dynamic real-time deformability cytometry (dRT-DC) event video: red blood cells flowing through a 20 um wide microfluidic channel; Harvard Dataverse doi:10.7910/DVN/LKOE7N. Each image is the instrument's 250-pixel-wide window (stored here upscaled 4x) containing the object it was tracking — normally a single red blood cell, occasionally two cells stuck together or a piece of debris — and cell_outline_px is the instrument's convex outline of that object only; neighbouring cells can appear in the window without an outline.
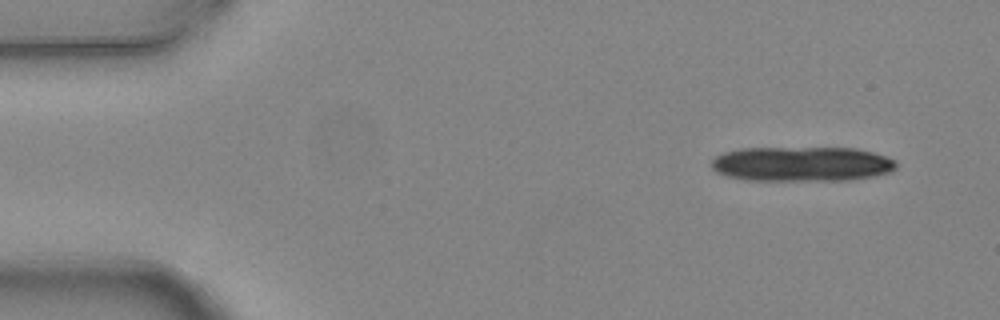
{"species": "common noctule bat (a hibernating species)", "species_latin": "Nyctalus noctula", "temperature_condition": "warm", "stored_images_in_passage": 5, "camera_frame_rate_fps": 3000, "um_per_image_px": 0.085, "animal": {"sex": "female", "body_mass_g": 24.6, "forearm_length_mm": 56.2}, "frame": {"image": 1, "passage_image": 1, "time_ms": 0.0, "image_size_px": [1000, 320], "cell_outline_px": [[896, 168], [892, 172], [876, 176], [848, 180], [744, 180], [728, 176], [716, 172], [712, 168], [712, 160], [716, 156], [724, 152], [740, 148], [856, 148], [872, 152], [896, 160]], "centroid_in_image_um": [68.16, 13.94], "position_along_channel_um": 16.8, "area_um2": 37.63}}
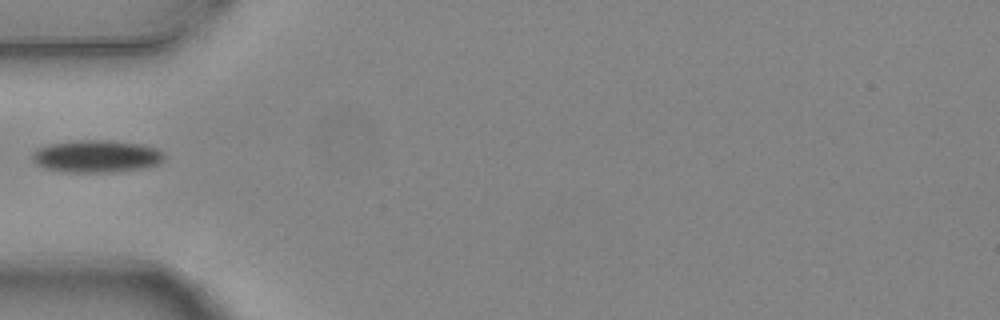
{"frame": {"image": 2, "passage_image": 5, "time_ms": 1.333, "image_size_px": [1000, 320], "cell_outline_px": [[164, 160], [160, 164], [144, 168], [112, 172], [64, 172], [44, 168], [36, 164], [32, 160], [32, 152], [36, 148], [48, 144], [76, 140], [112, 140], [140, 144], [156, 148], [164, 152]], "centroid_in_image_um": [8.19, 13.28], "position_along_channel_um": 76.8, "area_um2": 25.26}}